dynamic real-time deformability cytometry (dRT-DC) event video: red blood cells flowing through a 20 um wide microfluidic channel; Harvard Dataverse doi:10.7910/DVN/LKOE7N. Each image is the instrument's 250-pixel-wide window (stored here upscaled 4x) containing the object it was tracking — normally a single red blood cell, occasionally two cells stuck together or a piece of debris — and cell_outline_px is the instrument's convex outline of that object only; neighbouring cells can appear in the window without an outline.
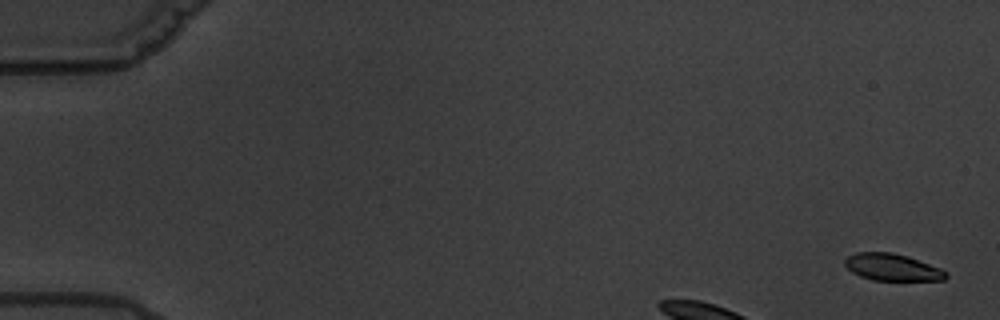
{"species": "common noctule bat (a hibernating species)", "species_latin": "Nyctalus noctula", "temperature_condition": "warm", "stored_images_in_passage": 4, "camera_frame_rate_fps": 3000, "um_per_image_px": 0.085, "animal": {"sex": "male", "body_mass_g": 19.5, "forearm_length_mm": 54.6}, "frame": {"image": 1, "passage_image": 1, "time_ms": 0.0, "image_size_px": [1000, 320], "cell_outline_px": [[948, 276], [944, 280], [872, 280], [860, 276], [852, 272], [844, 264], [844, 260], [848, 256], [856, 252], [892, 252], [908, 256], [940, 268], [948, 272]], "centroid_in_image_um": [75.84, 22.71], "position_along_channel_um": 9.2, "area_um2": 15.9}}